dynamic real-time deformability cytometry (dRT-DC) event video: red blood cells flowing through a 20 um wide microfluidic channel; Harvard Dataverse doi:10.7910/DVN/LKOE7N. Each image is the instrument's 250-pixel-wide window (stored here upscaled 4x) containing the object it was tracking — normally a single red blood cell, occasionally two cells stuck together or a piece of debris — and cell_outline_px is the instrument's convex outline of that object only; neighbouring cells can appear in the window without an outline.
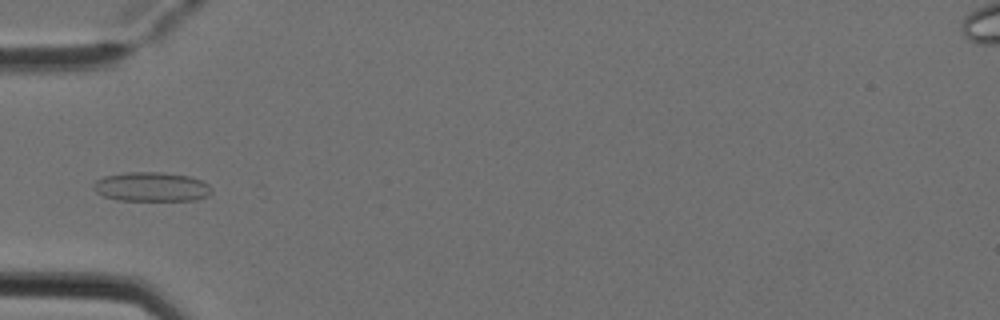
{"species": "Egyptian fruit bat (a non-hibernating species)", "species_latin": "Rousettus aegyptiacus", "temperature_condition": "cold", "stored_images_in_passage": 5, "camera_frame_rate_fps": 3000, "um_per_image_px": 0.085, "animal": {"sex": "female"}, "frame": {"image": 1, "passage_image": 4, "time_ms": 1.0, "image_size_px": [1000, 320], "cell_outline_px": [[212, 192], [196, 200], [116, 200], [104, 196], [96, 192], [92, 188], [92, 184], [96, 180], [104, 176], [124, 172], [160, 172], [188, 176], [200, 180], [208, 184], [212, 188]], "centroid_in_image_um": [12.83, 15.87], "position_along_channel_um": 72.2, "area_um2": 20.17}}